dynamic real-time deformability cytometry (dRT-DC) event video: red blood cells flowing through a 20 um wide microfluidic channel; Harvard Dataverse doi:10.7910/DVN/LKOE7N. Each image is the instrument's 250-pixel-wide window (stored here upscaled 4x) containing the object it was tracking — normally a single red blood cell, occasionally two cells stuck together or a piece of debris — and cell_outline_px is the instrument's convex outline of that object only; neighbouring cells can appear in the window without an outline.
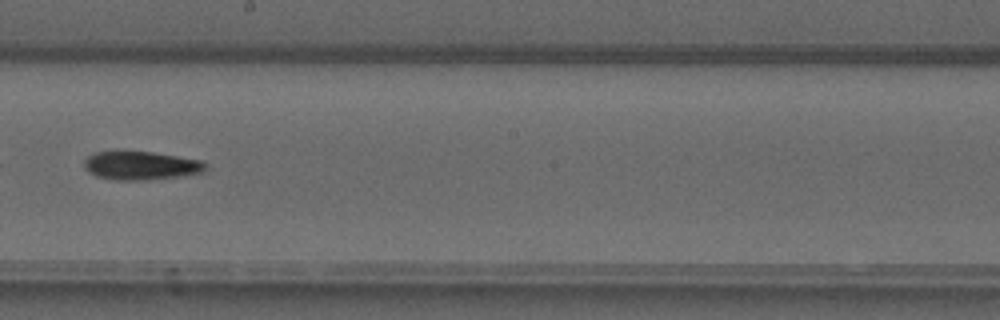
{"species": "common noctule bat (a hibernating species)", "species_latin": "Nyctalus noctula", "temperature_condition": "warm", "stored_images_in_passage": 39, "camera_frame_rate_fps": 3000, "um_per_image_px": 0.085, "animal": {"sex": "male", "forearm_length_mm": 52.5}, "frame": {"image": 1, "passage_image": 23, "time_ms": 7.333, "image_size_px": [1000, 320], "cell_outline_px": [[208, 168], [204, 172], [184, 176], [148, 180], [116, 180], [96, 176], [88, 172], [84, 168], [84, 160], [88, 156], [96, 152], [152, 152], [200, 160], [208, 164]], "centroid_in_image_um": [12.01, 14.09], "position_along_channel_um": 236.2, "area_um2": 20.23}}